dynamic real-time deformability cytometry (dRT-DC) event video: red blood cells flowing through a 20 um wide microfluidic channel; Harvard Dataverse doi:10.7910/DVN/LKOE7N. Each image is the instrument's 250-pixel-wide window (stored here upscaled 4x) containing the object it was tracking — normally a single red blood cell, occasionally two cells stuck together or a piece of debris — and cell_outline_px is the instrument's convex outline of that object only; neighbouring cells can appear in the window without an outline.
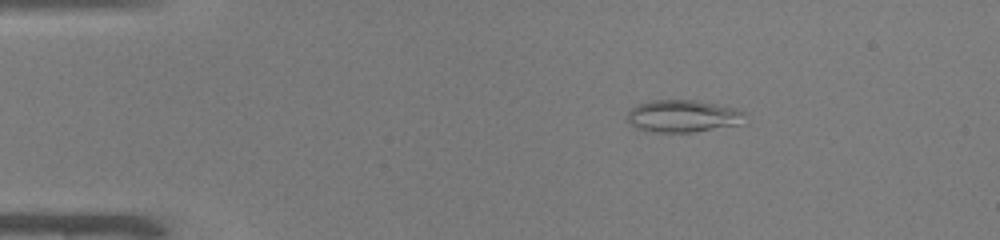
{"species": "common noctule bat (a hibernating species)", "species_latin": "Nyctalus noctula", "temperature_condition": "warm", "stored_images_in_passage": 42, "camera_frame_rate_fps": 3000, "um_per_image_px": 0.085, "animal": {"sex": "male", "body_mass_g": 19.0, "forearm_length_mm": 50.8}, "frame": {"image": 1, "passage_image": 1, "time_ms": 0.0, "image_size_px": [1000, 240], "cell_outline_px": [[748, 124], [692, 132], [656, 132], [636, 128], [628, 120], [628, 112], [636, 104], [652, 100], [696, 100], [716, 104], [732, 108], [744, 112]], "centroid_in_image_um": [58.11, 9.87], "position_along_channel_um": 26.9, "area_um2": 22.31}}
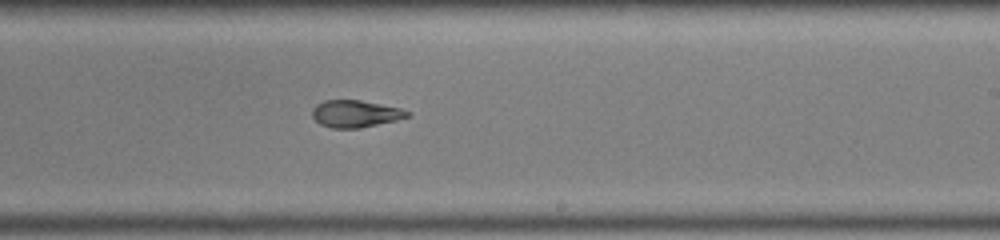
{"frame": {"image": 2, "passage_image": 23, "time_ms": 7.333, "image_size_px": [1000, 240], "cell_outline_px": [[412, 116], [396, 120], [360, 128], [332, 128], [320, 124], [312, 116], [312, 108], [316, 104], [324, 100], [360, 100], [400, 108], [412, 112]], "centroid_in_image_um": [30.22, 9.66], "position_along_channel_um": 258.8, "area_um2": 15.09}}
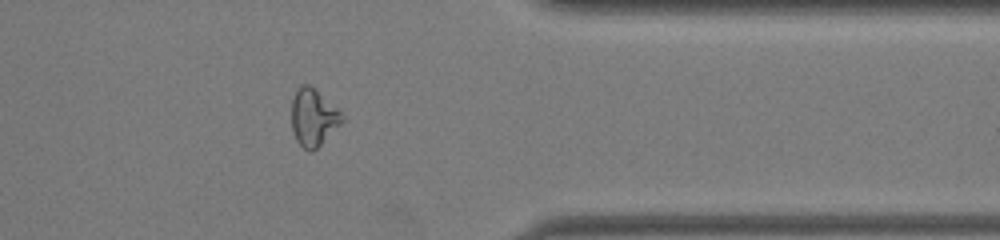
{"frame": {"image": 3, "passage_image": 33, "time_ms": 10.667, "image_size_px": [1000, 240], "cell_outline_px": [[344, 120], [312, 152], [308, 152], [296, 140], [292, 132], [292, 100], [296, 88], [300, 84], [308, 84], [336, 108], [344, 116]], "centroid_in_image_um": [26.59, 9.99], "position_along_channel_um": 384.8, "area_um2": 16.47}, "authors_computed_cell_mechanics": {"area_um2": 16.4441, "velocity_mm_per_s": 4.0904, "shape_relaxation_time_tau1_ms": null, "shape_relaxation_time_tau2_ms": 2.7538, "deformation_change_tau1": null, "deformation_change_tau2": 0.0926}}